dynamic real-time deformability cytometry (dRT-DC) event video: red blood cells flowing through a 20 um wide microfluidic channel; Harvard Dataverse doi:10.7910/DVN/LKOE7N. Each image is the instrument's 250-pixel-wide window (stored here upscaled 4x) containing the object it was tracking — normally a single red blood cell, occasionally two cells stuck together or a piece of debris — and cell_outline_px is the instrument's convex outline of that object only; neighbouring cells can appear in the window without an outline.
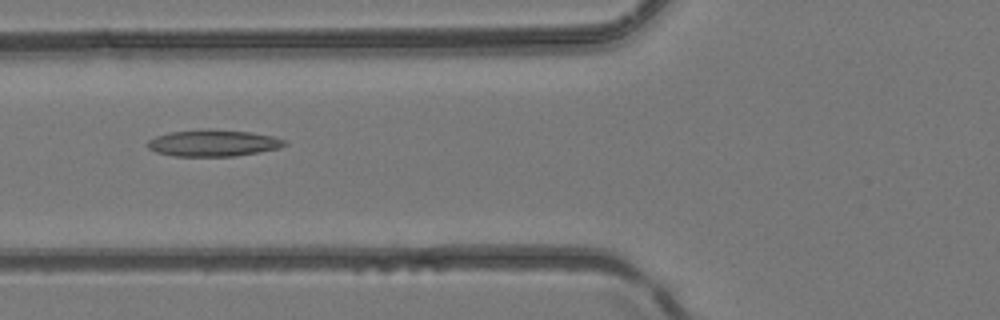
{"species": "common noctule bat (a hibernating species)", "species_latin": "Nyctalus noctula", "temperature_condition": "room temperature", "stored_images_in_passage": 6, "camera_frame_rate_fps": 3000, "um_per_image_px": 0.085, "animal": {"sex": "female", "body_mass_g": 24.6, "forearm_length_mm": 56.2}, "frame": {"image": 1, "passage_image": 5, "time_ms": 1.333, "image_size_px": [1000, 320], "cell_outline_px": [[288, 144], [276, 148], [236, 156], [172, 156], [156, 152], [148, 148], [148, 140], [156, 136], [168, 132], [208, 128], [252, 132], [272, 136], [288, 140]], "centroid_in_image_um": [18.11, 12.14], "position_along_channel_um": 107.7, "area_um2": 21.39}}
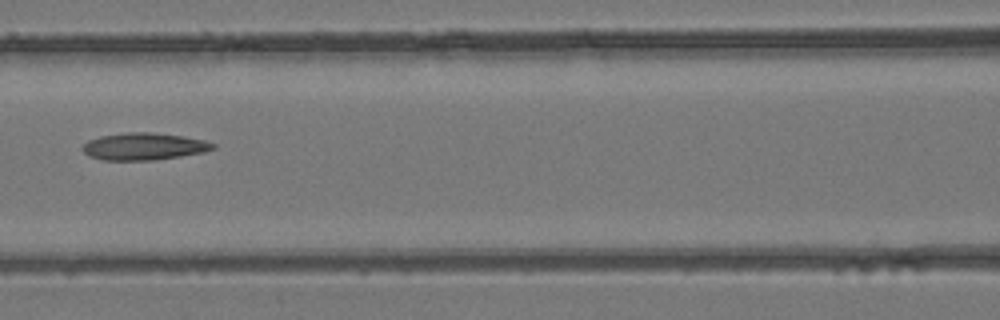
{"frame": {"image": 2, "passage_image": 6, "time_ms": 1.667, "image_size_px": [1000, 320], "cell_outline_px": [[216, 148], [204, 152], [180, 156], [152, 160], [104, 160], [88, 156], [80, 148], [88, 140], [100, 136], [128, 132], [152, 132], [184, 136], [204, 140], [216, 144]], "centroid_in_image_um": [12.23, 12.44], "position_along_channel_um": 154.4, "area_um2": 20.69}}